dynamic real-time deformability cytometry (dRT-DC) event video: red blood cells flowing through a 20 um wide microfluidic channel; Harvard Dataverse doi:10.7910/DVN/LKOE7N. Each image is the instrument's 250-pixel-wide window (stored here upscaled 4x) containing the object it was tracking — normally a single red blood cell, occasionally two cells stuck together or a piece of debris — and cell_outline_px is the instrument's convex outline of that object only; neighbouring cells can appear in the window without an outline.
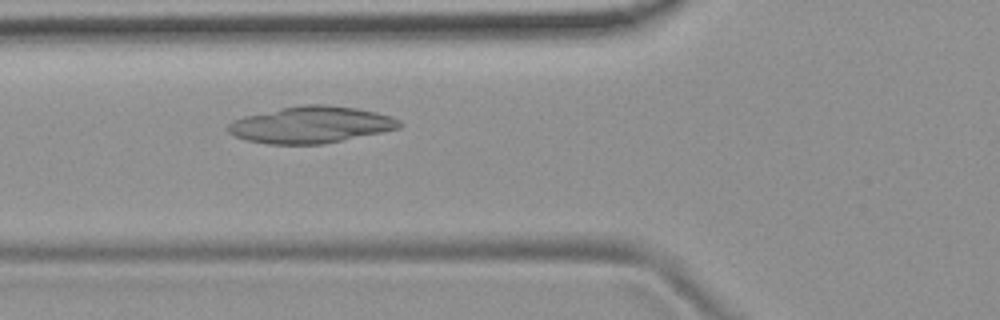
{"species": "common noctule bat (a hibernating species)", "species_latin": "Nyctalus noctula", "temperature_condition": "room temperature", "stored_images_in_passage": 53, "camera_frame_rate_fps": 3000, "um_per_image_px": 0.085, "animal": {"sex": "female", "body_mass_g": 19.9}, "frame": {"image": 1, "passage_image": 19, "time_ms": 6.0, "image_size_px": [1000, 320], "cell_outline_px": [[404, 124], [400, 128], [324, 144], [268, 144], [248, 140], [236, 136], [228, 132], [228, 124], [232, 120], [244, 116], [304, 104], [324, 104], [356, 108], [376, 112], [392, 116], [400, 120]], "centroid_in_image_um": [26.47, 10.6], "position_along_channel_um": 99.3, "area_um2": 36.41}}
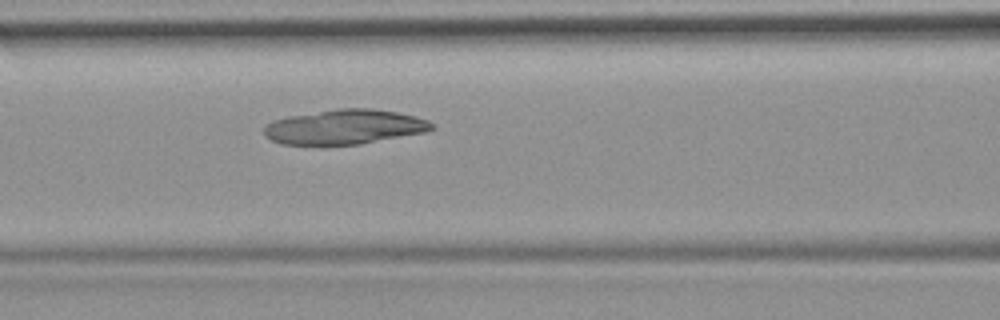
{"frame": {"image": 2, "passage_image": 22, "time_ms": 7.0, "image_size_px": [1000, 320], "cell_outline_px": [[436, 128], [424, 132], [360, 144], [280, 144], [264, 136], [264, 128], [268, 124], [276, 120], [288, 116], [336, 108], [372, 108], [396, 112], [416, 116], [428, 120], [436, 124]], "centroid_in_image_um": [29.33, 10.77], "position_along_channel_um": 137.3, "area_um2": 33.81}}
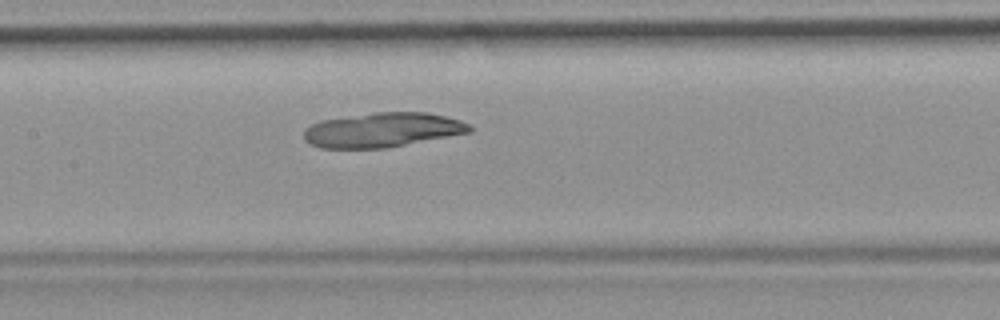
{"frame": {"image": 3, "passage_image": 25, "time_ms": 8.0, "image_size_px": [1000, 320], "cell_outline_px": [[472, 132], [388, 148], [320, 148], [308, 144], [304, 140], [304, 128], [320, 120], [376, 112], [428, 112], [460, 120], [468, 124], [472, 128]], "centroid_in_image_um": [32.49, 11.05], "position_along_channel_um": 174.9, "area_um2": 33.58}}